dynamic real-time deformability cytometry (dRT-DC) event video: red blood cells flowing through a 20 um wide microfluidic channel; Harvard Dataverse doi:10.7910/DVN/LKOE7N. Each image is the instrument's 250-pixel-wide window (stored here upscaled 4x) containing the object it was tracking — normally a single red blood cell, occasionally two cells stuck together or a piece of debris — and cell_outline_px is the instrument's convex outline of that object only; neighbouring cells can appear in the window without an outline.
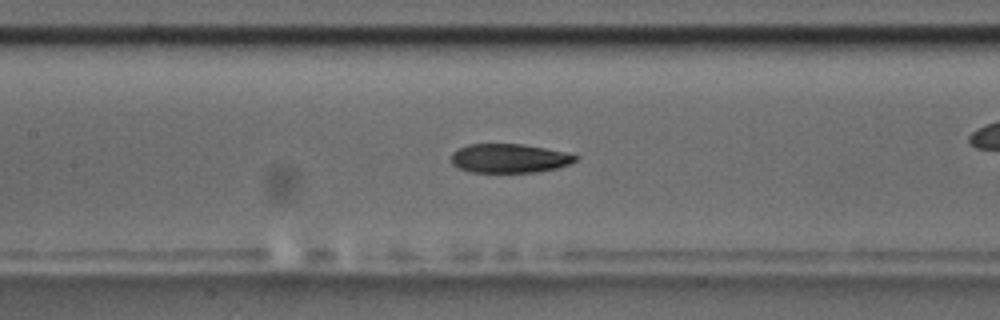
{"species": "common noctule bat (a hibernating species)", "species_latin": "Nyctalus noctula", "temperature_condition": "room temperature", "stored_images_in_passage": 44, "camera_frame_rate_fps": 3000, "um_per_image_px": 0.085, "animal": {"sex": "male", "body_mass_g": 17.5, "forearm_length_mm": 52.3}, "frame": {"image": 1, "passage_image": 13, "time_ms": 4.0, "image_size_px": [1000, 320], "cell_outline_px": [[580, 156], [576, 160], [568, 164], [556, 168], [536, 172], [472, 172], [456, 168], [452, 164], [452, 152], [468, 144], [524, 144], [564, 152]], "centroid_in_image_um": [43.27, 13.46], "position_along_channel_um": 164.1, "area_um2": 20.92}}
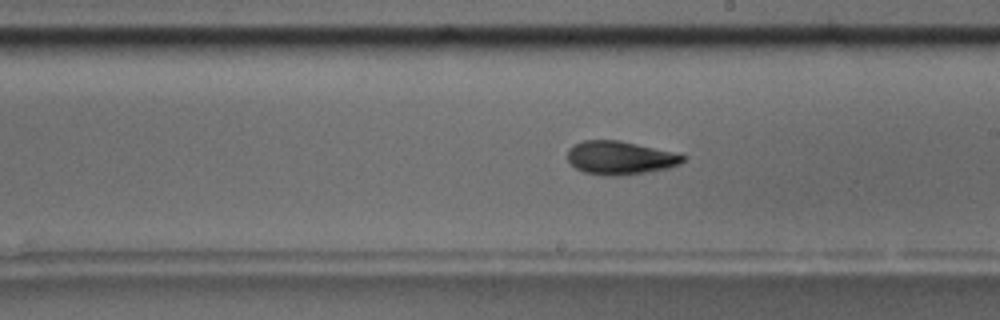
{"frame": {"image": 2, "passage_image": 19, "time_ms": 6.0, "image_size_px": [1000, 320], "cell_outline_px": [[688, 156], [680, 164], [668, 168], [644, 172], [616, 176], [604, 176], [584, 172], [576, 168], [568, 160], [568, 148], [572, 144], [584, 140], [616, 140], [636, 144]], "centroid_in_image_um": [52.66, 13.42], "position_along_channel_um": 236.3, "area_um2": 22.25}, "authors_computed_cell_mechanics": {"area_um2": 22.2819, "velocity_mm_per_s": 3.6316, "shape_relaxation_time_tau1_ms": 6.8398, "shape_relaxation_time_tau2_ms": 3.5128, "deformation_change_tau1": 0.1796, "deformation_change_tau2": 0.0999}}